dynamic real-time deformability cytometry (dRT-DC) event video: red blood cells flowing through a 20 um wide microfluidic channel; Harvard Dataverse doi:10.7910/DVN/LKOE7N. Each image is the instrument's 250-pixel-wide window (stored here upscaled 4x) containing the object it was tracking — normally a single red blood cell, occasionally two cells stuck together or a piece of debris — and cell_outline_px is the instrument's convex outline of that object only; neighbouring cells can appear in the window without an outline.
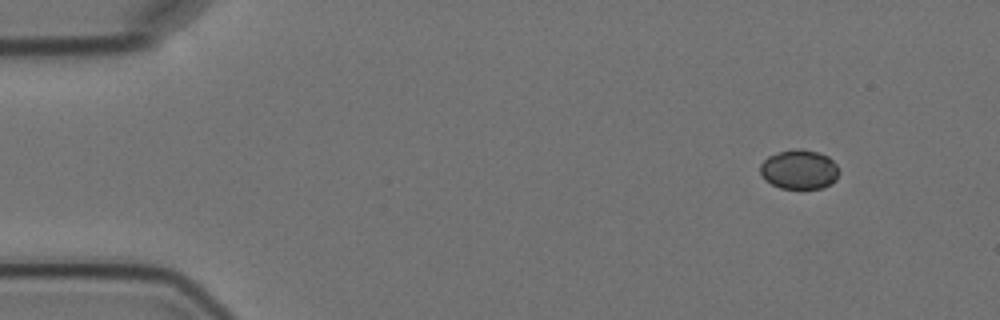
{"species": "Egyptian fruit bat (a non-hibernating species)", "species_latin": "Rousettus aegyptiacus", "temperature_condition": "cold", "stored_images_in_passage": 10, "camera_frame_rate_fps": 3000, "um_per_image_px": 0.085, "animal": {"sex": "female"}, "frame": {"image": 1, "passage_image": 1, "time_ms": 0.0, "image_size_px": [1000, 320], "cell_outline_px": [[840, 172], [836, 180], [832, 184], [824, 188], [780, 188], [764, 180], [760, 172], [760, 164], [768, 156], [792, 148], [800, 148], [820, 152], [828, 156], [836, 164]], "centroid_in_image_um": [67.95, 14.4], "position_along_channel_um": 17.0, "area_um2": 18.38}}
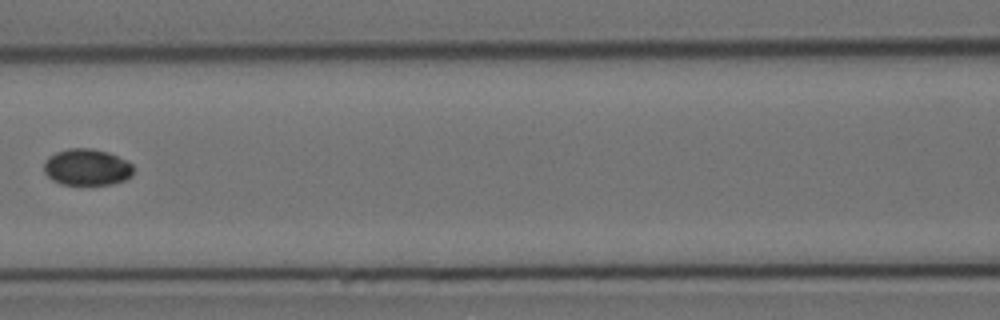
{"frame": {"image": 2, "passage_image": 6, "time_ms": 6.667, "image_size_px": [1000, 320], "cell_outline_px": [[136, 168], [132, 176], [124, 180], [112, 184], [60, 184], [52, 180], [44, 172], [44, 160], [48, 156], [56, 152], [68, 148], [92, 148], [108, 152], [128, 160]], "centroid_in_image_um": [7.41, 14.2], "position_along_channel_um": 159.2, "area_um2": 19.36}}
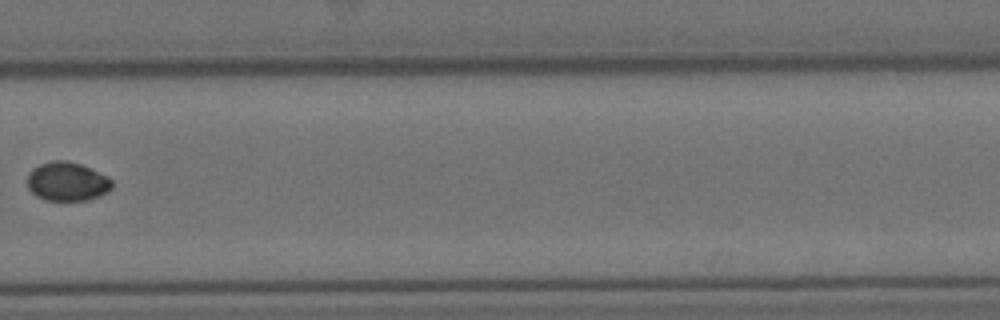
{"frame": {"image": 3, "passage_image": 10, "time_ms": 11.333, "image_size_px": [1000, 320], "cell_outline_px": [[112, 188], [108, 192], [100, 196], [88, 200], [44, 200], [36, 196], [28, 188], [28, 172], [32, 168], [40, 164], [52, 160], [64, 160], [80, 164], [108, 176], [112, 180]], "centroid_in_image_um": [5.71, 15.43], "position_along_channel_um": 324.1, "area_um2": 19.31}}